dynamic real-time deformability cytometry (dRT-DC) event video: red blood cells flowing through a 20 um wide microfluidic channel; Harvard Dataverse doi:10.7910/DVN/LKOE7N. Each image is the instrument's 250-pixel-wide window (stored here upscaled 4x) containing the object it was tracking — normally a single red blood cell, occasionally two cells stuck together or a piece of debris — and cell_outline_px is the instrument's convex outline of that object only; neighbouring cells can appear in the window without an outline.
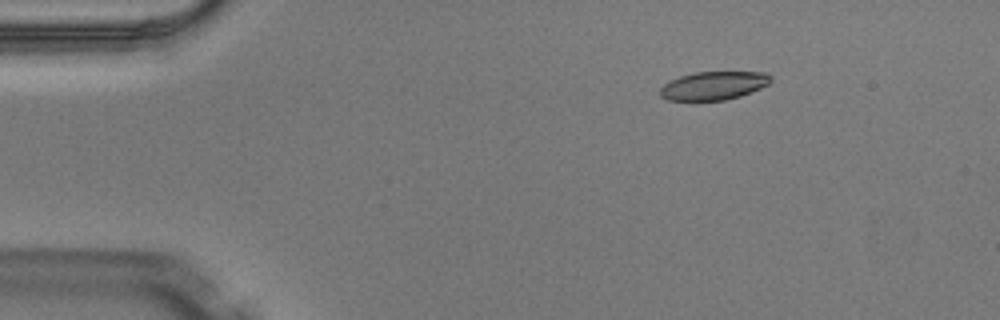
{"species": "Egyptian fruit bat (a non-hibernating species)", "species_latin": "Rousettus aegyptiacus", "temperature_condition": "warm", "stored_images_in_passage": 3, "camera_frame_rate_fps": 3000, "um_per_image_px": 0.085, "animal": {"sex": "male"}, "frame": {"image": 1, "passage_image": 1, "time_ms": 0.0, "image_size_px": [1000, 320], "cell_outline_px": [[772, 80], [768, 84], [760, 88], [740, 96], [724, 100], [668, 100], [660, 96], [660, 88], [664, 84], [680, 76], [696, 72], [764, 72], [772, 76]], "centroid_in_image_um": [60.66, 7.27], "position_along_channel_um": 24.3, "area_um2": 18.15}}
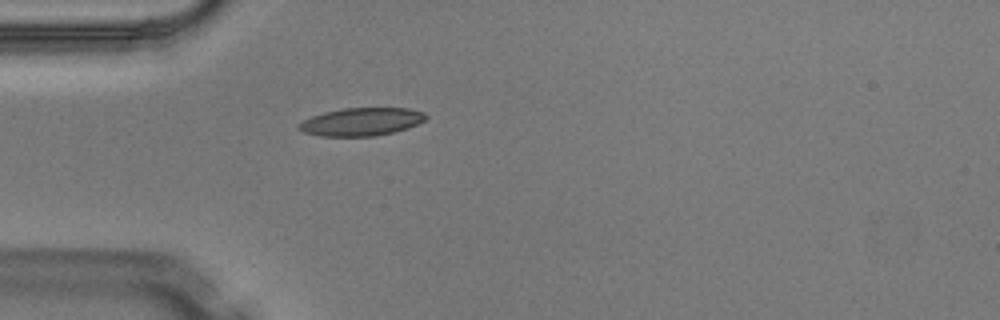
{"frame": {"image": 2, "passage_image": 3, "time_ms": 0.667, "image_size_px": [1000, 320], "cell_outline_px": [[428, 116], [424, 120], [408, 128], [376, 136], [320, 136], [304, 132], [296, 128], [296, 124], [312, 116], [324, 112], [344, 108], [408, 108], [424, 112]], "centroid_in_image_um": [30.69, 10.35], "position_along_channel_um": 54.3, "area_um2": 20.69}}